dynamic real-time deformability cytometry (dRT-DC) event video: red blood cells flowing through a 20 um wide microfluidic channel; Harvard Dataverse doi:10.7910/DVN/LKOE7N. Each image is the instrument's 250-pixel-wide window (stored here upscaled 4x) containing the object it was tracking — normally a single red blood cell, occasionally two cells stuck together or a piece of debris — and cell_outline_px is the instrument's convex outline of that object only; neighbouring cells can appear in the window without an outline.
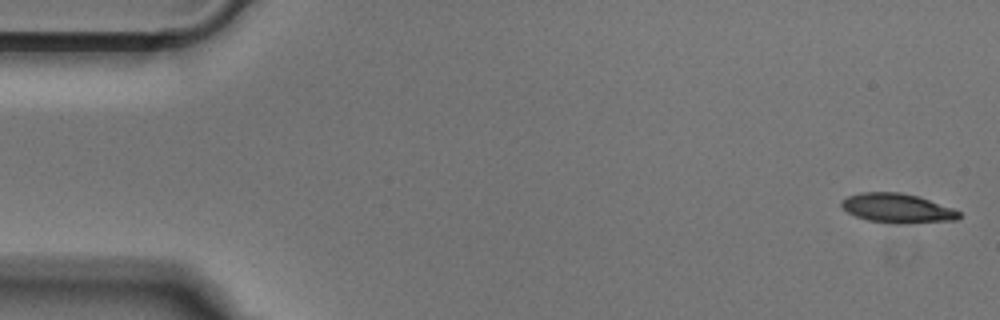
{"species": "Egyptian fruit bat (a non-hibernating species)", "species_latin": "Rousettus aegyptiacus", "temperature_condition": "cold", "stored_images_in_passage": 51, "camera_frame_rate_fps": 3000, "um_per_image_px": 0.085, "animal": {"sex": "male"}, "frame": {"image": 1, "passage_image": 1, "time_ms": 0.0, "image_size_px": [1000, 320], "cell_outline_px": [[960, 216], [956, 220], [896, 224], [868, 220], [856, 216], [848, 212], [840, 204], [840, 200], [848, 196], [860, 192], [900, 192], [920, 196], [952, 208], [960, 212]], "centroid_in_image_um": [76.26, 17.69], "position_along_channel_um": 8.7, "area_um2": 20.11}}
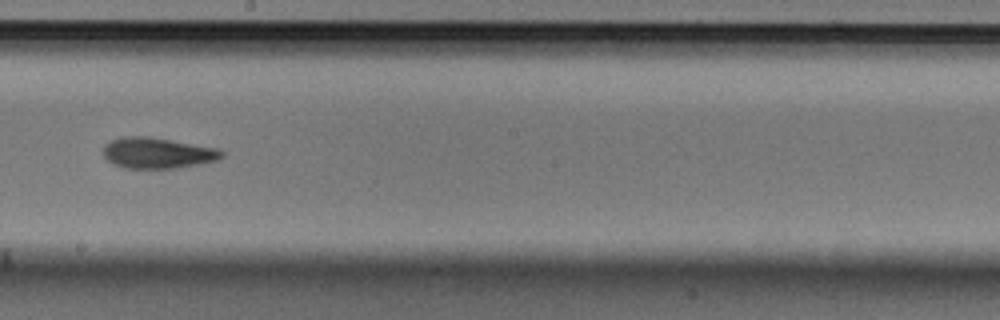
{"frame": {"image": 2, "passage_image": 28, "time_ms": 9.0, "image_size_px": [1000, 320], "cell_outline_px": [[224, 156], [216, 160], [200, 164], [176, 168], [124, 168], [112, 164], [104, 156], [104, 144], [112, 140], [124, 136], [148, 136], [220, 148], [224, 152]], "centroid_in_image_um": [13.41, 13.0], "position_along_channel_um": 234.8, "area_um2": 21.44}}
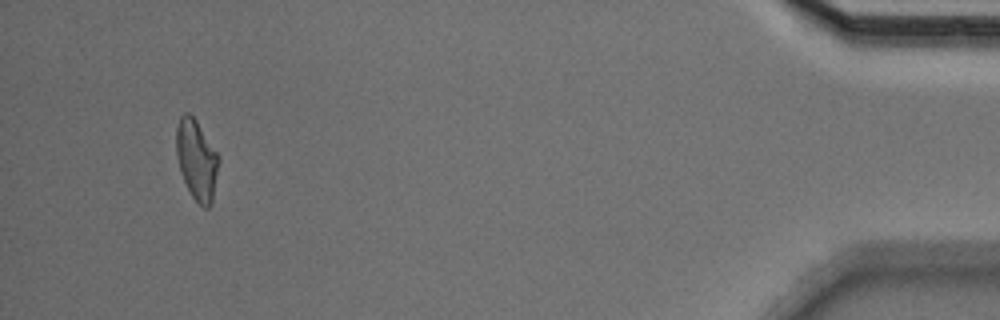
{"frame": {"image": 3, "passage_image": 48, "time_ms": 15.667, "image_size_px": [1000, 320], "cell_outline_px": [[220, 160], [212, 204], [208, 208], [204, 208], [192, 196], [184, 180], [176, 156], [176, 128], [180, 116], [184, 112], [188, 112], [196, 120], [220, 156]], "centroid_in_image_um": [16.73, 13.57], "position_along_channel_um": 418.5, "area_um2": 19.88}}